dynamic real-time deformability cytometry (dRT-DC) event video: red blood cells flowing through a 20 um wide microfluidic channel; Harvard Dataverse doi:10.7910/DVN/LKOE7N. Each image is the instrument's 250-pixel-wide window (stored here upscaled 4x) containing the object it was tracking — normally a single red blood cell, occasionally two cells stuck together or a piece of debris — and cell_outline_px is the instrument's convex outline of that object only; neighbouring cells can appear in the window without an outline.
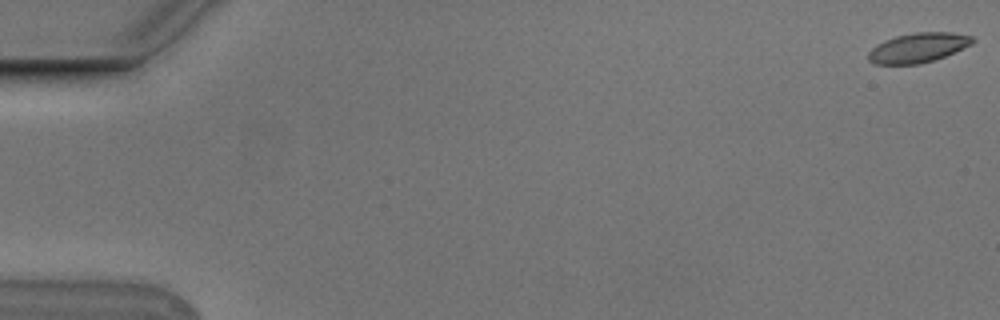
{"species": "Egyptian fruit bat (a non-hibernating species)", "species_latin": "Rousettus aegyptiacus", "temperature_condition": "cold", "stored_images_in_passage": 56, "camera_frame_rate_fps": 3000, "um_per_image_px": 0.085, "animal": {"sex": "male"}, "frame": {"image": 1, "passage_image": 1, "time_ms": 0.0, "image_size_px": [1000, 320], "cell_outline_px": [[976, 40], [972, 44], [944, 56], [920, 64], [876, 64], [868, 60], [868, 52], [876, 44], [884, 40], [896, 36], [912, 32], [952, 32], [972, 36]], "centroid_in_image_um": [78.02, 4.04], "position_along_channel_um": 7.0, "area_um2": 17.98}}
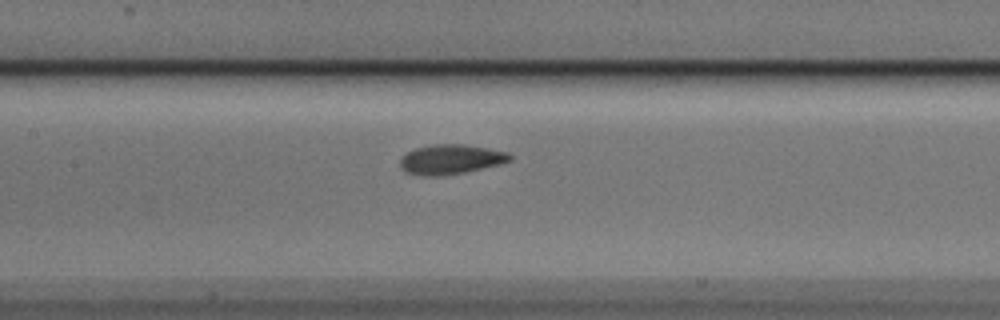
{"frame": {"image": 2, "passage_image": 27, "time_ms": 8.667, "image_size_px": [1000, 320], "cell_outline_px": [[512, 160], [500, 164], [464, 172], [440, 176], [424, 176], [404, 172], [400, 168], [400, 156], [416, 148], [432, 144], [464, 144], [488, 148], [508, 152], [512, 156]], "centroid_in_image_um": [38.29, 13.54], "position_along_channel_um": 169.1, "area_um2": 19.13}}
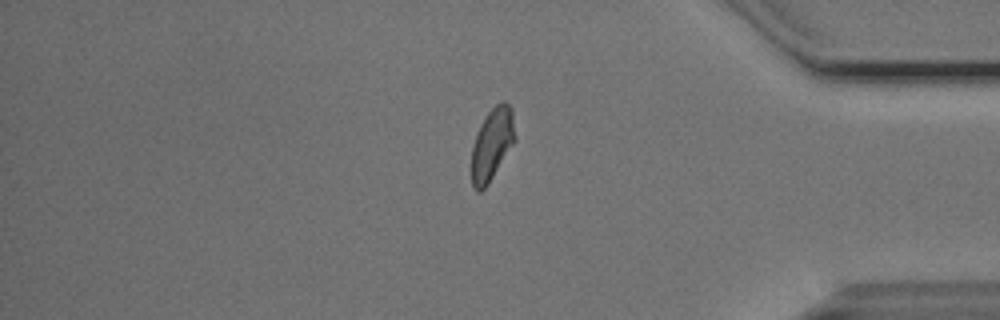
{"frame": {"image": 3, "passage_image": 47, "time_ms": 15.333, "image_size_px": [1000, 320], "cell_outline_px": [[516, 140], [488, 184], [480, 192], [476, 192], [472, 188], [472, 144], [480, 124], [488, 112], [496, 104], [504, 100], [512, 108], [516, 136]], "centroid_in_image_um": [41.83, 12.25], "position_along_channel_um": 393.4, "area_um2": 18.44}, "authors_computed_cell_mechanics": {"area_um2": 18.5827, "velocity_mm_per_s": 3.737, "shape_relaxation_time_tau1_ms": 4.5709, "shape_relaxation_time_tau2_ms": 1.9562, "deformation_change_tau1": 0.1709, "deformation_change_tau2": 0.0689}}